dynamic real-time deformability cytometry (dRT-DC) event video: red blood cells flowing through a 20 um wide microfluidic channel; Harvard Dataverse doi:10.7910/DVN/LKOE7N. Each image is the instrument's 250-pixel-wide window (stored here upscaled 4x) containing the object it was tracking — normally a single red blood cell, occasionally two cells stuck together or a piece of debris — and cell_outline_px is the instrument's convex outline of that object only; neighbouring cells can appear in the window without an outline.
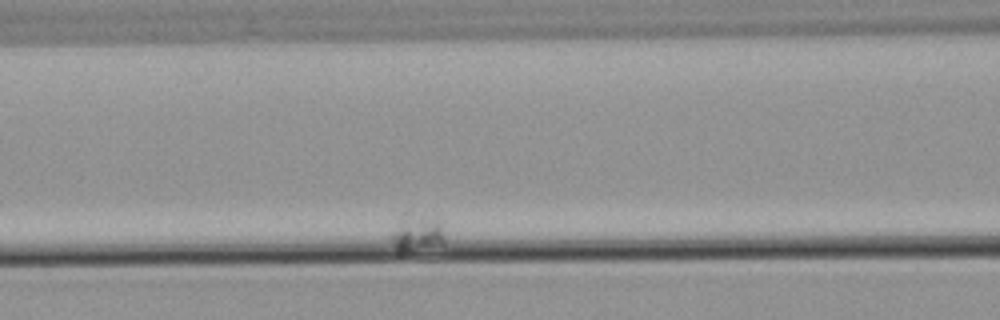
{"species": "common noctule bat (a hibernating species)", "species_latin": "Nyctalus noctula", "temperature_condition": "warm", "stored_images_in_passage": 5, "camera_frame_rate_fps": 3000, "um_per_image_px": 0.085, "animal": {"sex": "male", "body_mass_g": 21.5, "forearm_length_mm": 52.0}, "frame": {"image": 1, "passage_image": 5, "time_ms": 5.0, "image_size_px": [1000, 320], "cell_outline_px": [[444, 244], [400, 252], [396, 248], [388, 236], [404, 220], [420, 216], [436, 216], [440, 220], [444, 236]], "centroid_in_image_um": [35.52, 19.86], "position_along_channel_um": 131.1, "area_um2": 10.64}}